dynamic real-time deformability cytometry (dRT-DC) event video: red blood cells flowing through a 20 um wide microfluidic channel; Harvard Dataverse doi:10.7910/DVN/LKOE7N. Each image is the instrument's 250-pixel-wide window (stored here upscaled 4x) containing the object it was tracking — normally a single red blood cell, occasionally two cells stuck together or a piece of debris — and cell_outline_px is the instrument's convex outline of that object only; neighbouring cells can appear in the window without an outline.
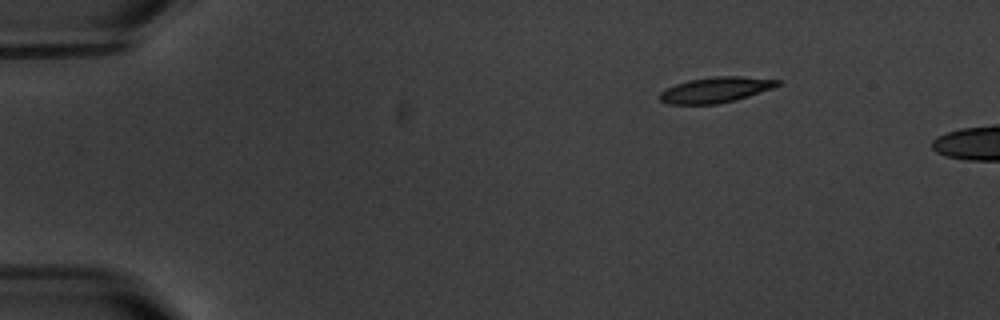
{"species": "common noctule bat (a hibernating species)", "species_latin": "Nyctalus noctula", "temperature_condition": "warm", "stored_images_in_passage": 4, "camera_frame_rate_fps": 3000, "um_per_image_px": 0.085, "animal": {"sex": "male", "body_mass_g": 20.1, "forearm_length_mm": 53.5}, "frame": {"image": 1, "passage_image": 1, "time_ms": 0.0, "image_size_px": [1000, 320], "cell_outline_px": [[780, 84], [772, 88], [736, 100], [716, 104], [668, 104], [660, 100], [660, 92], [676, 84], [688, 80], [712, 76], [740, 76], [780, 80]], "centroid_in_image_um": [60.82, 7.63], "position_along_channel_um": 24.2, "area_um2": 17.4}}